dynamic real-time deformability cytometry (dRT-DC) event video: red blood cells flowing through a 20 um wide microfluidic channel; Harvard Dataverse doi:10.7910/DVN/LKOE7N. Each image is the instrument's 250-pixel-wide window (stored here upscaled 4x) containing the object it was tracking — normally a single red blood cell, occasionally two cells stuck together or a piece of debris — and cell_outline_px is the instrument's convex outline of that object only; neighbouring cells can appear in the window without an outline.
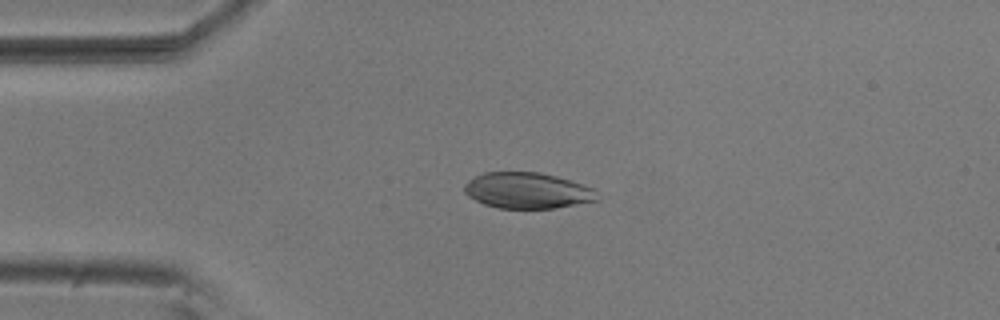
{"species": "common noctule bat (a hibernating species)", "species_latin": "Nyctalus noctula", "temperature_condition": "room temperature", "stored_images_in_passage": 53, "camera_frame_rate_fps": 3000, "um_per_image_px": 0.085, "animal": {"sex": "male", "body_mass_g": 20.5, "forearm_length_mm": 52.5}, "frame": {"image": 1, "passage_image": 12, "time_ms": 3.667, "image_size_px": [1000, 320], "cell_outline_px": [[600, 200], [556, 208], [496, 208], [484, 204], [468, 196], [464, 192], [464, 184], [468, 180], [484, 172], [540, 172], [556, 176], [592, 188]], "centroid_in_image_um": [44.79, 16.2], "position_along_channel_um": 40.2, "area_um2": 27.74}}
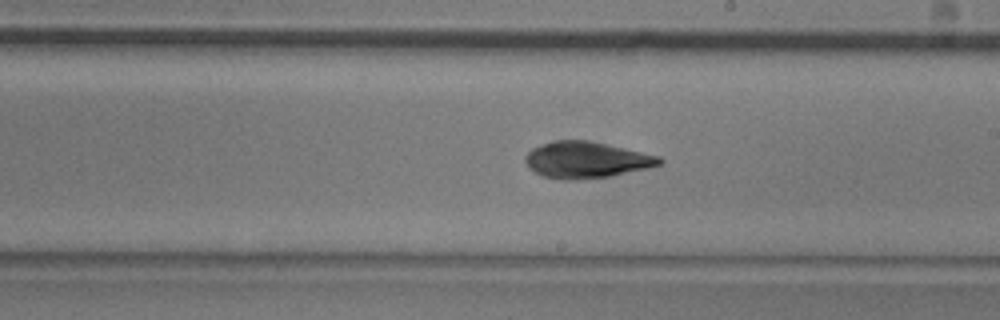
{"frame": {"image": 2, "passage_image": 30, "time_ms": 9.667, "image_size_px": [1000, 320], "cell_outline_px": [[664, 164], [612, 176], [580, 180], [560, 180], [544, 176], [528, 168], [524, 160], [524, 156], [532, 148], [552, 140], [588, 140], [660, 156], [664, 160]], "centroid_in_image_um": [49.83, 13.6], "position_along_channel_um": 239.2, "area_um2": 28.67}}
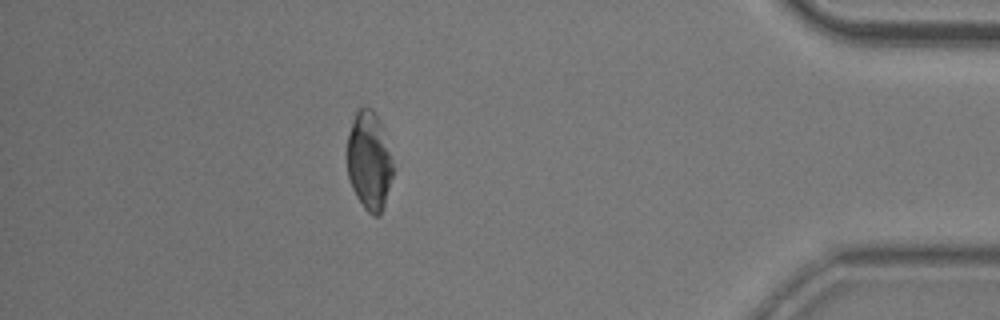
{"frame": {"image": 3, "passage_image": 47, "time_ms": 15.333, "image_size_px": [1000, 320], "cell_outline_px": [[392, 176], [384, 204], [380, 216], [372, 216], [364, 208], [356, 196], [352, 188], [348, 176], [348, 132], [356, 108], [364, 104], [372, 108], [380, 120], [392, 164]], "centroid_in_image_um": [31.35, 13.63], "position_along_channel_um": 403.9, "area_um2": 26.18}, "authors_computed_cell_mechanics": {"area_um2": 28.2642, "velocity_mm_per_s": 3.7168, "shape_relaxation_time_tau1_ms": 5.7316, "shape_relaxation_time_tau2_ms": 2.1939, "deformation_change_tau1": 0.1661, "deformation_change_tau2": 0.0558}}